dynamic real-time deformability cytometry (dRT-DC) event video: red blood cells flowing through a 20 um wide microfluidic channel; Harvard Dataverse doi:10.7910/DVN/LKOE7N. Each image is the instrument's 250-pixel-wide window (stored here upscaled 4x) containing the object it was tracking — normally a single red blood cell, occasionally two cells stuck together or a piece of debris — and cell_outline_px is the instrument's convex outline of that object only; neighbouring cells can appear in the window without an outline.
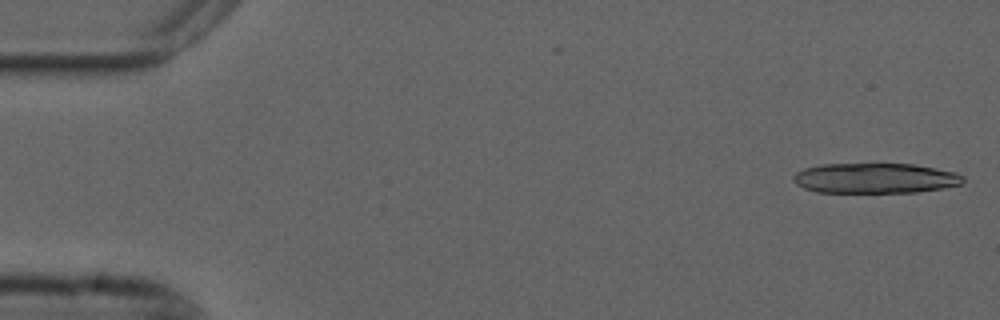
{"species": "common noctule bat (a hibernating species)", "species_latin": "Nyctalus noctula", "temperature_condition": "cold", "stored_images_in_passage": 16, "camera_frame_rate_fps": 3000, "um_per_image_px": 0.085, "animal": {"sex": "male", "forearm_length_mm": 52.5}, "frame": {"image": 1, "passage_image": 1, "time_ms": 0.0, "image_size_px": [1000, 320], "cell_outline_px": [[964, 180], [960, 184], [944, 188], [916, 192], [816, 192], [804, 188], [796, 184], [792, 180], [792, 176], [796, 172], [804, 168], [820, 164], [912, 164], [956, 172], [964, 176]], "centroid_in_image_um": [74.36, 15.14], "position_along_channel_um": 10.6, "area_um2": 29.88}}